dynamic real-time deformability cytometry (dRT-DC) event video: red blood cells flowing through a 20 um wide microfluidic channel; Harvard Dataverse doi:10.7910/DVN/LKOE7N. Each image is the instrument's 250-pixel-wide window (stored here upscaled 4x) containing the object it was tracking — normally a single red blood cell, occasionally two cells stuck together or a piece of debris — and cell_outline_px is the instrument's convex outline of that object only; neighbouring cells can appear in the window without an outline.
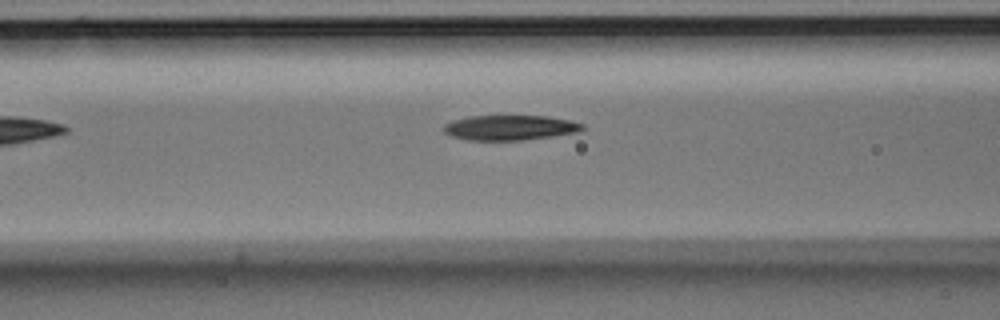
{"species": "Egyptian fruit bat (a non-hibernating species)", "species_latin": "Rousettus aegyptiacus", "temperature_condition": "room temperature", "stored_images_in_passage": 8, "camera_frame_rate_fps": 3000, "um_per_image_px": 0.085, "animal": {"sex": "male"}, "frame": {"image": 1, "passage_image": 7, "time_ms": 7.0, "image_size_px": [1000, 320], "cell_outline_px": [[584, 128], [580, 132], [524, 140], [468, 140], [452, 136], [444, 132], [444, 124], [452, 120], [468, 116], [548, 116], [568, 120], [584, 124]], "centroid_in_image_um": [43.35, 10.85], "position_along_channel_um": 123.3, "area_um2": 20.23}}
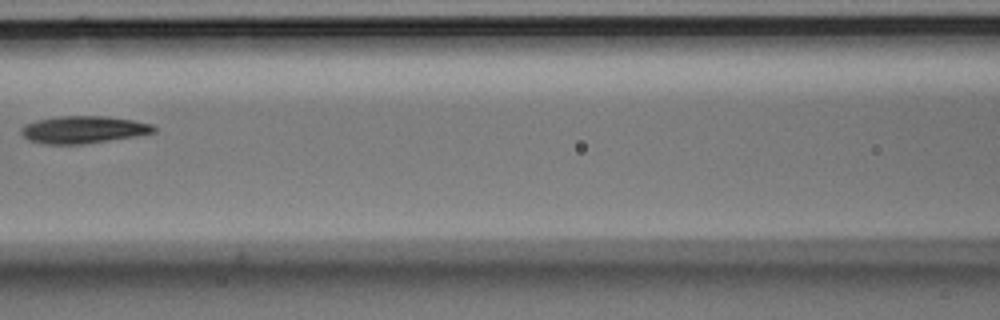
{"frame": {"image": 2, "passage_image": 8, "time_ms": 8.0, "image_size_px": [1000, 320], "cell_outline_px": [[156, 132], [136, 136], [80, 144], [44, 144], [28, 140], [20, 132], [20, 128], [36, 120], [56, 116], [104, 116], [132, 120], [152, 124], [156, 128]], "centroid_in_image_um": [7.07, 11.01], "position_along_channel_um": 159.5, "area_um2": 20.98}}